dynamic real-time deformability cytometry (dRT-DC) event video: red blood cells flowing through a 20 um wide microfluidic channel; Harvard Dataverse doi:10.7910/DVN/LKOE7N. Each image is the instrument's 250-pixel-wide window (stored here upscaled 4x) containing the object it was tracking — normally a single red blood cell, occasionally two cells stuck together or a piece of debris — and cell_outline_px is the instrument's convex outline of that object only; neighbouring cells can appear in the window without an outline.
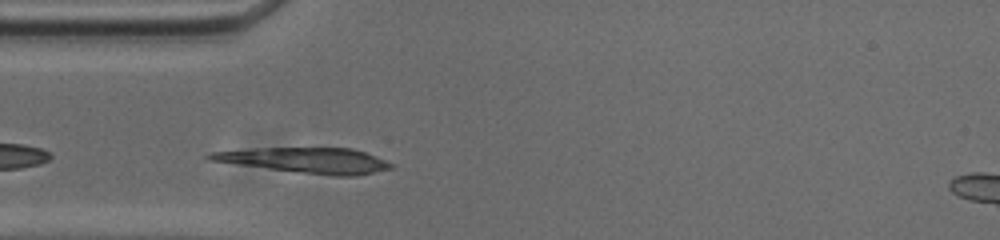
{"species": "common noctule bat (a hibernating species)", "species_latin": "Nyctalus noctula", "temperature_condition": "cold", "stored_images_in_passage": 30, "camera_frame_rate_fps": 3000, "um_per_image_px": 0.085, "animal": {"sex": "male", "body_mass_g": 20.0, "forearm_length_mm": 53.3}, "frame": {"image": 1, "passage_image": 2, "time_ms": 0.333, "image_size_px": [1000, 240], "cell_outline_px": [[396, 164], [392, 168], [356, 176], [332, 176], [208, 160], [204, 156], [208, 152], [264, 148], [352, 148], [364, 152]], "centroid_in_image_um": [26.06, 13.62], "position_along_channel_um": 58.9, "area_um2": 26.36}}
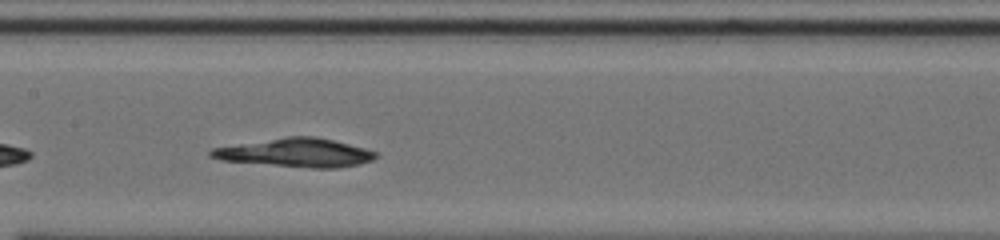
{"frame": {"image": 2, "passage_image": 12, "time_ms": 3.667, "image_size_px": [1000, 240], "cell_outline_px": [[380, 156], [372, 160], [360, 164], [336, 168], [312, 168], [220, 160], [208, 156], [208, 152], [212, 148], [288, 136], [316, 136], [364, 148], [376, 152]], "centroid_in_image_um": [25.15, 12.98], "position_along_channel_um": 182.2, "area_um2": 27.28}}
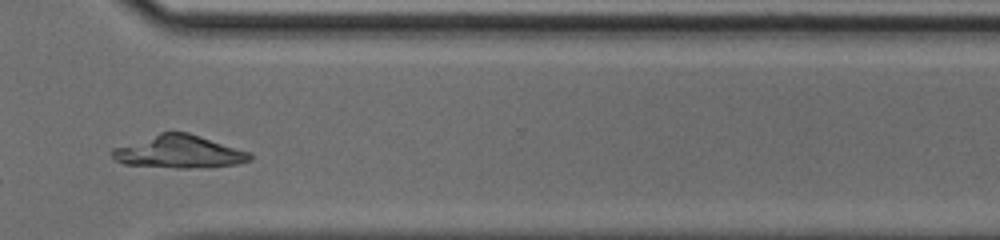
{"frame": {"image": 3, "passage_image": 26, "time_ms": 8.333, "image_size_px": [1000, 240], "cell_outline_px": [[252, 160], [236, 164], [188, 168], [176, 168], [124, 164], [116, 160], [112, 156], [112, 148], [160, 132], [188, 132], [252, 152]], "centroid_in_image_um": [15.23, 12.89], "position_along_channel_um": 355.4, "area_um2": 26.24}, "authors_computed_cell_mechanics": {"area_um2": 26.1545, "velocity_mm_per_s": 3.7096, "shape_relaxation_time_tau1_ms": 6.7706, "shape_relaxation_time_tau2_ms": null, "deformation_change_tau1": 0.2058, "deformation_change_tau2": null}}